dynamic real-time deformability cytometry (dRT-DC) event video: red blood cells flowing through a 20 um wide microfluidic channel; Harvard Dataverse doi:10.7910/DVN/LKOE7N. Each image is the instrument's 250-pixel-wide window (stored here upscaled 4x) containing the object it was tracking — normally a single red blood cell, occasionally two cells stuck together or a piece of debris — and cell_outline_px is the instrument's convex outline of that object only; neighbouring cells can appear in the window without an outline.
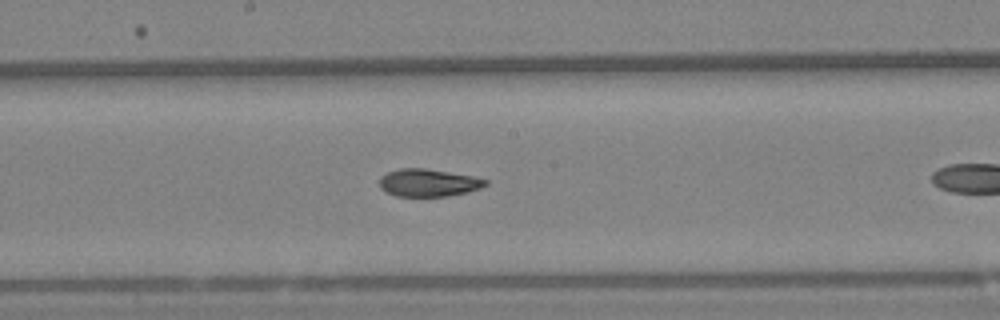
{"species": "Egyptian fruit bat (a non-hibernating species)", "species_latin": "Rousettus aegyptiacus", "temperature_condition": "warm", "stored_images_in_passage": 24, "camera_frame_rate_fps": 3000, "um_per_image_px": 0.085, "animal": {"sex": "female"}, "frame": {"image": 1, "passage_image": 8, "time_ms": 2.333, "image_size_px": [1000, 320], "cell_outline_px": [[488, 184], [480, 188], [468, 192], [448, 196], [396, 196], [384, 192], [380, 188], [380, 176], [388, 172], [400, 168], [424, 168], [472, 176], [488, 180]], "centroid_in_image_um": [36.39, 15.54], "position_along_channel_um": 211.8, "area_um2": 17.05}}
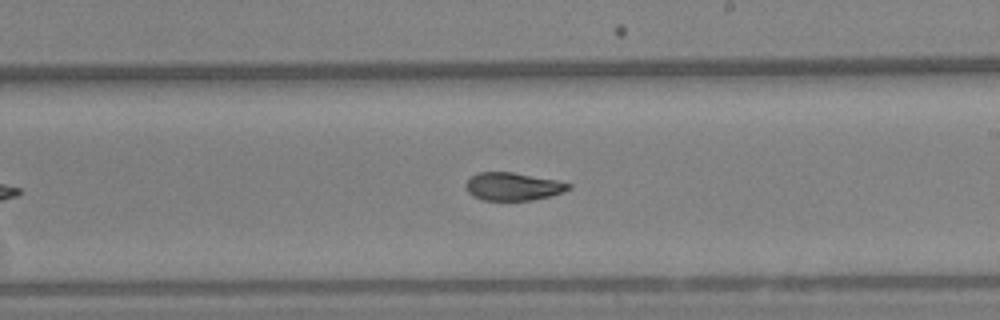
{"frame": {"image": 2, "passage_image": 11, "time_ms": 3.333, "image_size_px": [1000, 320], "cell_outline_px": [[572, 188], [564, 192], [532, 200], [484, 200], [472, 196], [464, 188], [464, 184], [476, 172], [512, 172], [556, 180], [572, 184]], "centroid_in_image_um": [43.58, 15.85], "position_along_channel_um": 245.4, "area_um2": 16.76}}
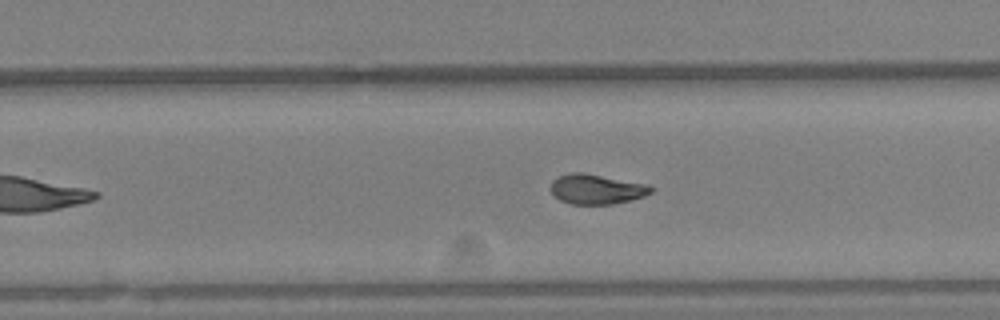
{"frame": {"image": 3, "passage_image": 14, "time_ms": 4.333, "image_size_px": [1000, 320], "cell_outline_px": [[656, 188], [652, 192], [644, 196], [632, 200], [612, 204], [572, 204], [560, 200], [552, 192], [552, 180], [560, 176], [572, 172], [584, 172], [648, 184]], "centroid_in_image_um": [50.76, 16.07], "position_along_channel_um": 279.0, "area_um2": 17.51}}